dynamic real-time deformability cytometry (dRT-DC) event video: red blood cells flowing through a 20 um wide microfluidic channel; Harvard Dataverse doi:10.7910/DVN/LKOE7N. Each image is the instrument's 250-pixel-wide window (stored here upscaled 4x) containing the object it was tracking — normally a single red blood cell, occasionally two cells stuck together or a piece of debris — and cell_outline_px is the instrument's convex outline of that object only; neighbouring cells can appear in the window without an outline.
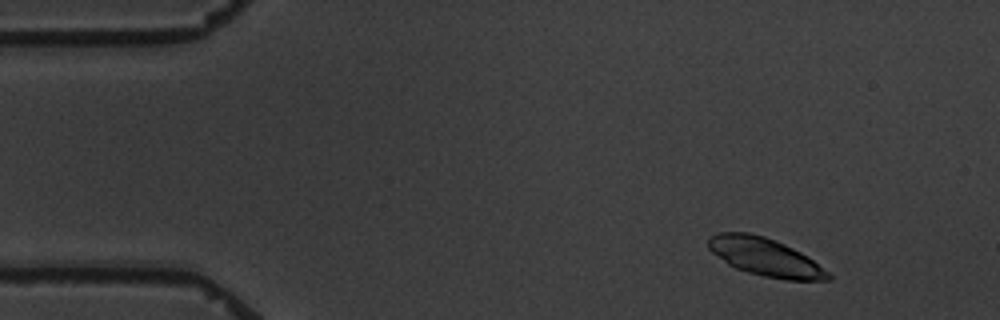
{"species": "common noctule bat (a hibernating species)", "species_latin": "Nyctalus noctula", "temperature_condition": "warm", "stored_images_in_passage": 3, "camera_frame_rate_fps": 3000, "um_per_image_px": 0.085, "animal": {"sex": "male", "body_mass_g": 19.5, "forearm_length_mm": 54.6}, "frame": {"image": 1, "passage_image": 1, "time_ms": 0.0, "image_size_px": [1000, 320], "cell_outline_px": [[832, 280], [784, 280], [764, 276], [748, 272], [736, 268], [728, 264], [712, 252], [708, 248], [708, 236], [716, 232], [748, 232], [764, 236], [776, 240], [808, 256], [828, 272], [832, 276]], "centroid_in_image_um": [65.02, 21.83], "position_along_channel_um": 20.0, "area_um2": 26.53}}
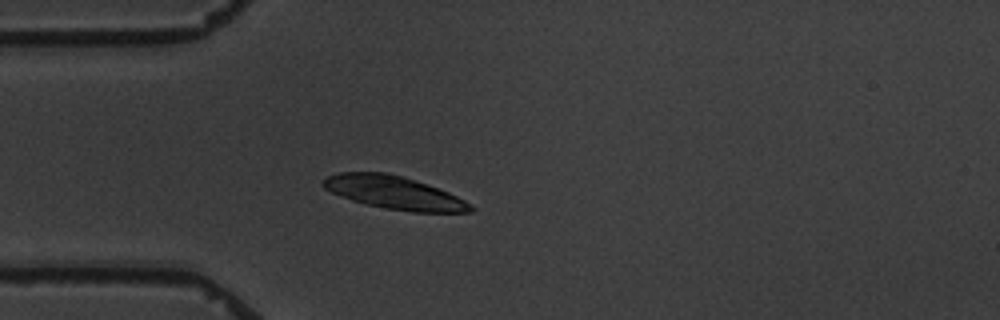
{"frame": {"image": 2, "passage_image": 3, "time_ms": 3.0, "image_size_px": [1000, 320], "cell_outline_px": [[476, 208], [472, 212], [412, 212], [388, 208], [368, 204], [352, 200], [332, 192], [324, 188], [320, 184], [328, 176], [340, 172], [384, 172], [404, 176], [428, 184], [448, 192], [472, 204]], "centroid_in_image_um": [33.54, 16.37], "position_along_channel_um": 51.5, "area_um2": 28.21}}